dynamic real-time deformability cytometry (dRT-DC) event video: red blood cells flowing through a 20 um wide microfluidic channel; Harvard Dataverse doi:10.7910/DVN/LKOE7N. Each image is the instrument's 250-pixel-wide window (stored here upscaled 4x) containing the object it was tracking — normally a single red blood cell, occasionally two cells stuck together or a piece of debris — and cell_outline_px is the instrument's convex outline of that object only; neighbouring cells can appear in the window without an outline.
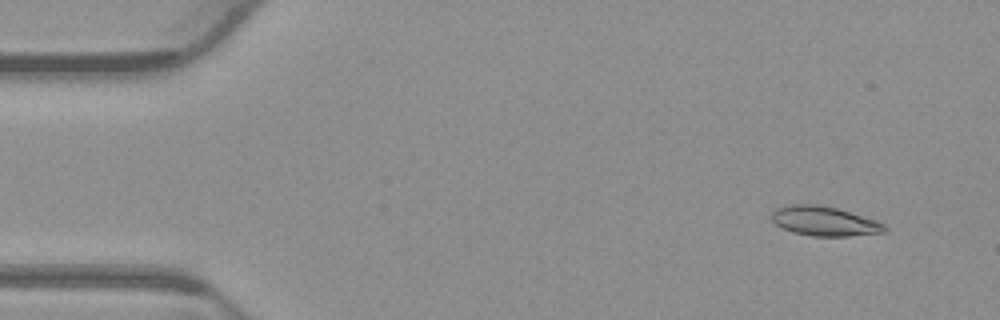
{"species": "common noctule bat (a hibernating species)", "species_latin": "Nyctalus noctula", "temperature_condition": "warm", "stored_images_in_passage": 53, "camera_frame_rate_fps": 3000, "um_per_image_px": 0.085, "animal": {"sex": "male", "body_mass_g": 23.1, "forearm_length_mm": 52.7}, "frame": {"image": 1, "passage_image": 4, "time_ms": 1.0, "image_size_px": [1000, 320], "cell_outline_px": [[888, 228], [884, 232], [848, 236], [812, 236], [792, 232], [776, 224], [772, 220], [772, 212], [776, 208], [792, 204], [820, 204], [836, 208], [876, 220], [884, 224]], "centroid_in_image_um": [70.07, 18.79], "position_along_channel_um": 14.9, "area_um2": 19.31}}
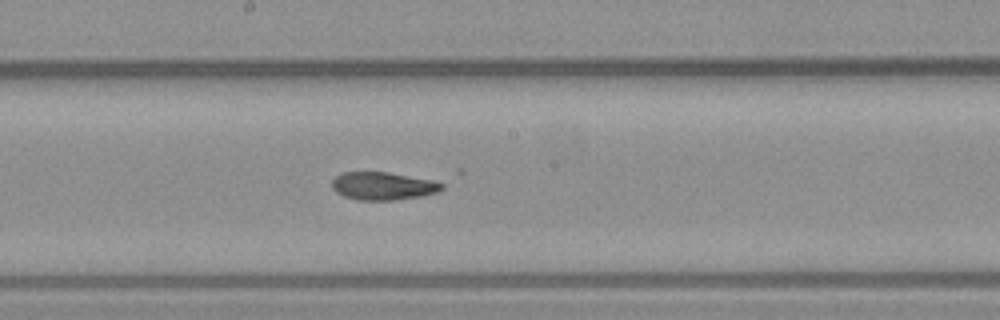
{"frame": {"image": 2, "passage_image": 28, "time_ms": 9.0, "image_size_px": [1000, 320], "cell_outline_px": [[444, 188], [436, 192], [420, 196], [396, 200], [356, 200], [344, 196], [336, 192], [332, 188], [332, 180], [340, 172], [388, 172], [432, 180], [444, 184]], "centroid_in_image_um": [32.52, 15.81], "position_along_channel_um": 215.7, "area_um2": 17.86}}
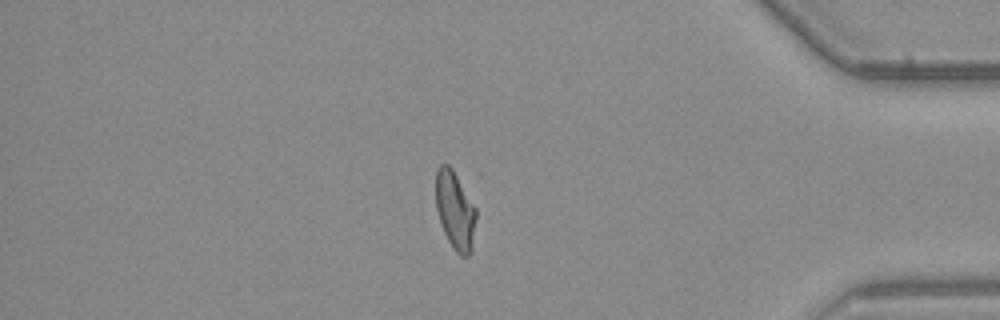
{"frame": {"image": 3, "passage_image": 45, "time_ms": 14.667, "image_size_px": [1000, 320], "cell_outline_px": [[476, 220], [472, 248], [468, 256], [460, 256], [452, 248], [440, 224], [436, 208], [436, 168], [440, 164], [448, 164], [452, 168], [476, 208]], "centroid_in_image_um": [38.67, 17.89], "position_along_channel_um": 396.5, "area_um2": 18.44}, "authors_computed_cell_mechanics": {"area_um2": 18.6694, "velocity_mm_per_s": 3.8379, "shape_relaxation_time_tau1_ms": null, "shape_relaxation_time_tau2_ms": 3.6107, "deformation_change_tau1": null, "deformation_change_tau2": 0.086}}